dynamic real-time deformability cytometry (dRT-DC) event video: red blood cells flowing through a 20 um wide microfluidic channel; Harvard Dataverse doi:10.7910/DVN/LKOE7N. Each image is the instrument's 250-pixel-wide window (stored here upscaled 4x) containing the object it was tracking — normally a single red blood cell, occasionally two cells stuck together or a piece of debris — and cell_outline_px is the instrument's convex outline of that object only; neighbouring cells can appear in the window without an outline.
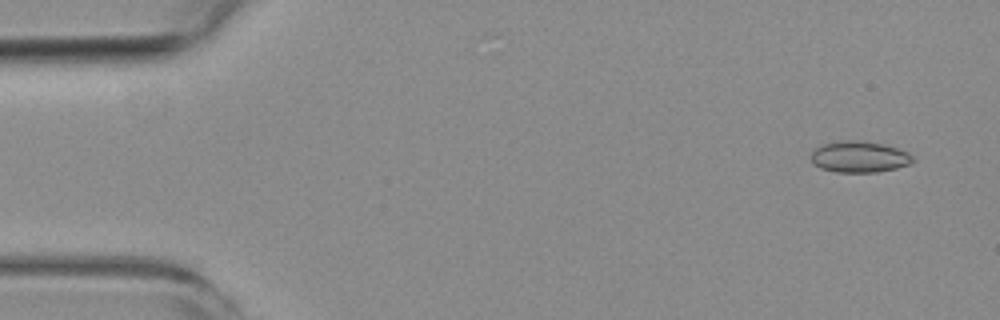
{"species": "common noctule bat (a hibernating species)", "species_latin": "Nyctalus noctula", "temperature_condition": "room temperature", "stored_images_in_passage": 5, "camera_frame_rate_fps": 3000, "um_per_image_px": 0.085, "animal": {"sex": "female", "body_mass_g": 19.3, "forearm_length_mm": 54.1}, "frame": {"image": 1, "passage_image": 1, "time_ms": 0.0, "image_size_px": [1000, 320], "cell_outline_px": [[916, 160], [908, 164], [896, 168], [876, 172], [836, 172], [820, 168], [812, 164], [808, 156], [816, 148], [824, 144], [844, 140], [856, 140], [884, 144], [908, 152]], "centroid_in_image_um": [73.0, 13.33], "position_along_channel_um": 12.0, "area_um2": 18.61}}
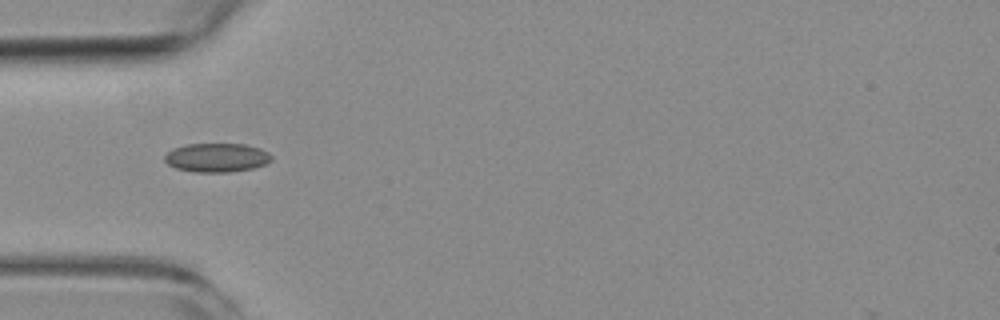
{"frame": {"image": 2, "passage_image": 5, "time_ms": 4.667, "image_size_px": [1000, 320], "cell_outline_px": [[272, 160], [264, 164], [252, 168], [228, 172], [192, 172], [176, 168], [168, 164], [164, 160], [164, 156], [168, 152], [176, 148], [188, 144], [244, 144], [260, 148], [268, 152], [272, 156]], "centroid_in_image_um": [18.43, 13.4], "position_along_channel_um": 66.6, "area_um2": 17.86}}